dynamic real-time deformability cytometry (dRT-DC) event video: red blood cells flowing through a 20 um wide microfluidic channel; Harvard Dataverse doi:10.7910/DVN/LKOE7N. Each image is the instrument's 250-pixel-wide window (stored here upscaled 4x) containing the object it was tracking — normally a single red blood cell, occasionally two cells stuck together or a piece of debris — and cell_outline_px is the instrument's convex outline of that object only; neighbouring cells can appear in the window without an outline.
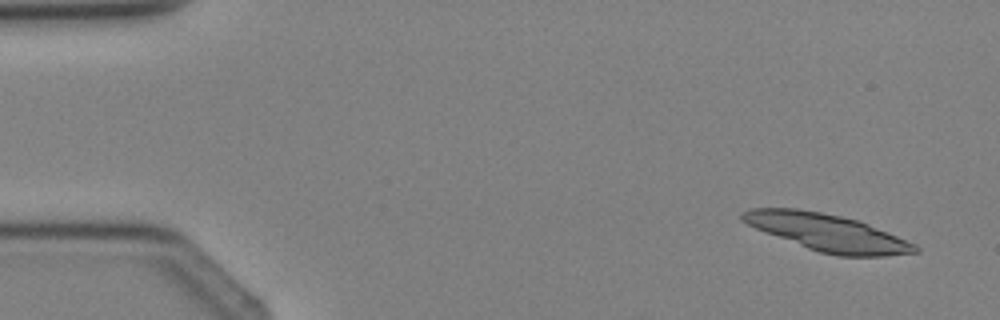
{"species": "Egyptian fruit bat (a non-hibernating species)", "species_latin": "Rousettus aegyptiacus", "temperature_condition": "cold", "stored_images_in_passage": 3, "camera_frame_rate_fps": 3000, "um_per_image_px": 0.085, "animal": {"sex": "female"}, "frame": {"image": 1, "passage_image": 1, "time_ms": 0.0, "image_size_px": [1000, 320], "cell_outline_px": [[920, 252], [884, 256], [836, 256], [820, 252], [808, 248], [764, 232], [740, 220], [740, 216], [748, 208], [796, 208], [820, 212], [860, 220], [916, 244], [920, 248]], "centroid_in_image_um": [70.35, 19.76], "position_along_channel_um": 14.7, "area_um2": 37.17}}